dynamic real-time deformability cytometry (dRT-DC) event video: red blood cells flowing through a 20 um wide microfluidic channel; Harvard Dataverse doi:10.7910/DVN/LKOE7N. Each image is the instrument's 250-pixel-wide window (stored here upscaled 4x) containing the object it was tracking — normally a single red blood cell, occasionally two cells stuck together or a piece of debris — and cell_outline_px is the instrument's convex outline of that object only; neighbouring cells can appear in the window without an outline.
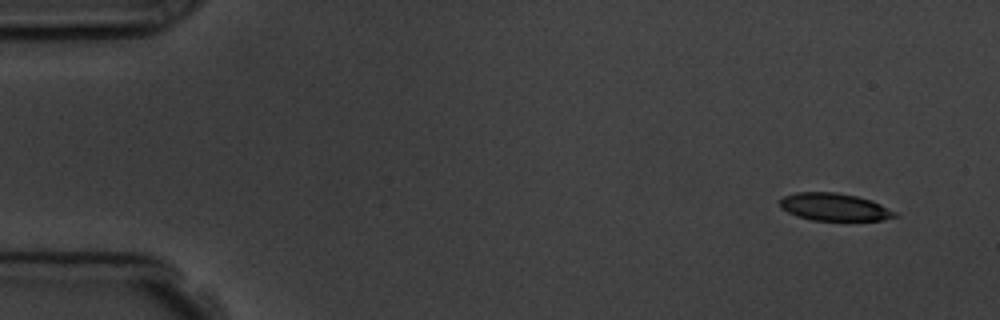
{"species": "common noctule bat (a hibernating species)", "species_latin": "Nyctalus noctula", "temperature_condition": "room temperature", "stored_images_in_passage": 16, "camera_frame_rate_fps": 3000, "um_per_image_px": 0.085, "animal": {"sex": "male", "body_mass_g": 19.5, "forearm_length_mm": 54.6}, "frame": {"image": 1, "passage_image": 1, "time_ms": 0.0, "image_size_px": [1000, 320], "cell_outline_px": [[900, 216], [884, 220], [812, 220], [796, 216], [780, 208], [780, 200], [784, 196], [796, 192], [836, 192], [856, 196], [872, 200], [896, 212]], "centroid_in_image_um": [70.93, 17.59], "position_along_channel_um": 14.1, "area_um2": 18.5}}
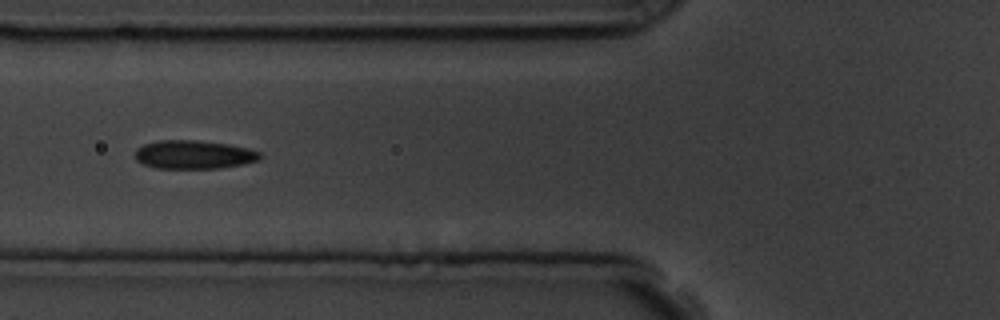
{"frame": {"image": 2, "passage_image": 6, "time_ms": 5.667, "image_size_px": [1000, 320], "cell_outline_px": [[264, 156], [260, 160], [244, 164], [220, 168], [156, 168], [144, 164], [136, 160], [136, 148], [144, 144], [160, 140], [196, 140], [228, 144], [248, 148], [260, 152]], "centroid_in_image_um": [16.52, 13.14], "position_along_channel_um": 109.3, "area_um2": 20.87}}
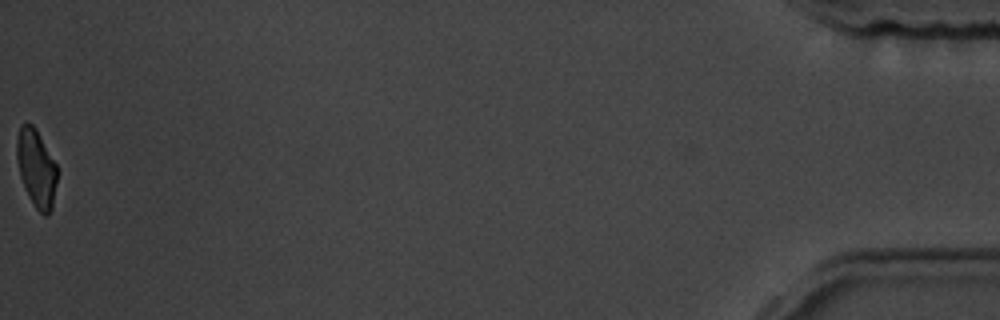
{"frame": {"image": 3, "passage_image": 16, "time_ms": 17.0, "image_size_px": [1000, 320], "cell_outline_px": [[56, 180], [52, 208], [48, 216], [44, 216], [36, 208], [20, 176], [16, 160], [16, 144], [20, 124], [32, 124], [36, 128], [56, 164]], "centroid_in_image_um": [3.08, 14.27], "position_along_channel_um": 432.1, "area_um2": 17.92}, "authors_computed_cell_mechanics": {"area_um2": 19.941, "velocity_mm_per_s": 3.7573, "shape_relaxation_time_tau1_ms": 2.1843, "shape_relaxation_time_tau2_ms": 2.9307, "deformation_change_tau1": 0.0819, "deformation_change_tau2": 0.0608}}